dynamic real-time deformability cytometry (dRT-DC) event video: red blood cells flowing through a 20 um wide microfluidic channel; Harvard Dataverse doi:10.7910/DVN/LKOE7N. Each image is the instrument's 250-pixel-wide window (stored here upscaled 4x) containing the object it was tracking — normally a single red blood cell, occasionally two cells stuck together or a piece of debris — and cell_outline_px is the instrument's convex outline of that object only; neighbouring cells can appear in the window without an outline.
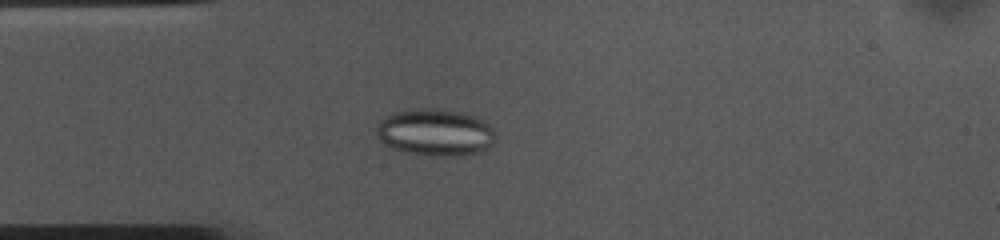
{"species": "common noctule bat (a hibernating species)", "species_latin": "Nyctalus noctula", "temperature_condition": "cold", "stored_images_in_passage": 53, "camera_frame_rate_fps": 3000, "um_per_image_px": 0.085, "animal": {"sex": "female", "body_mass_g": 10.0, "forearm_length_mm": 53.1}, "frame": {"image": 1, "passage_image": 13, "time_ms": 4.0, "image_size_px": [1000, 240], "cell_outline_px": [[492, 144], [480, 152], [444, 156], [436, 156], [408, 152], [392, 148], [384, 144], [376, 136], [376, 128], [380, 120], [396, 112], [424, 108], [432, 108], [460, 112], [476, 116], [488, 124], [492, 128]], "centroid_in_image_um": [36.95, 11.25], "position_along_channel_um": 48.0, "area_um2": 31.96}}
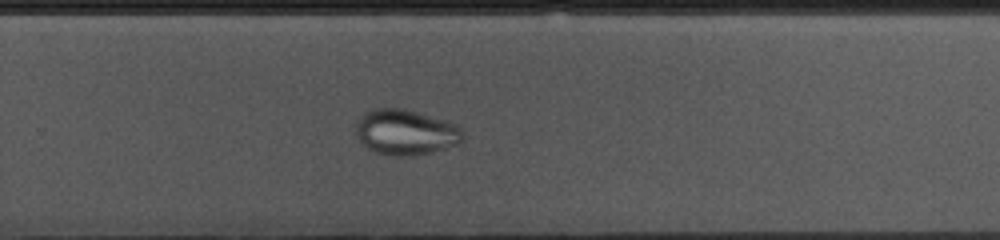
{"frame": {"image": 2, "passage_image": 34, "time_ms": 11.0, "image_size_px": [1000, 240], "cell_outline_px": [[460, 140], [456, 144], [444, 148], [428, 152], [400, 156], [392, 156], [376, 152], [368, 148], [360, 140], [356, 132], [356, 124], [360, 116], [372, 108], [404, 108], [444, 120], [456, 124], [460, 128]], "centroid_in_image_um": [34.41, 11.21], "position_along_channel_um": 295.4, "area_um2": 27.69}}
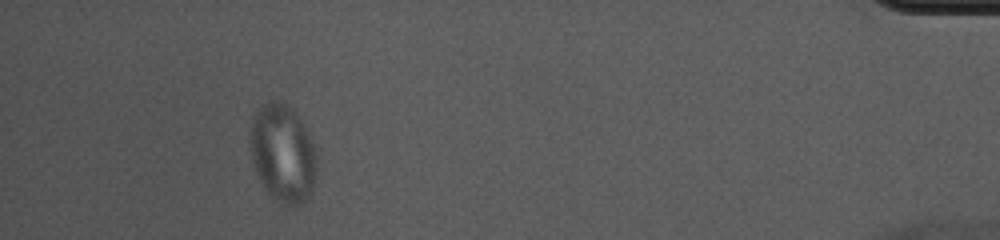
{"frame": {"image": 3, "passage_image": 49, "time_ms": 16.0, "image_size_px": [1000, 240], "cell_outline_px": [[316, 172], [312, 188], [308, 196], [300, 204], [292, 208], [284, 204], [272, 196], [268, 192], [260, 180], [252, 164], [248, 136], [252, 112], [256, 108], [268, 100], [280, 100], [292, 108], [300, 120], [312, 144], [316, 156]], "centroid_in_image_um": [23.97, 12.98], "position_along_channel_um": 411.2, "area_um2": 38.26}}